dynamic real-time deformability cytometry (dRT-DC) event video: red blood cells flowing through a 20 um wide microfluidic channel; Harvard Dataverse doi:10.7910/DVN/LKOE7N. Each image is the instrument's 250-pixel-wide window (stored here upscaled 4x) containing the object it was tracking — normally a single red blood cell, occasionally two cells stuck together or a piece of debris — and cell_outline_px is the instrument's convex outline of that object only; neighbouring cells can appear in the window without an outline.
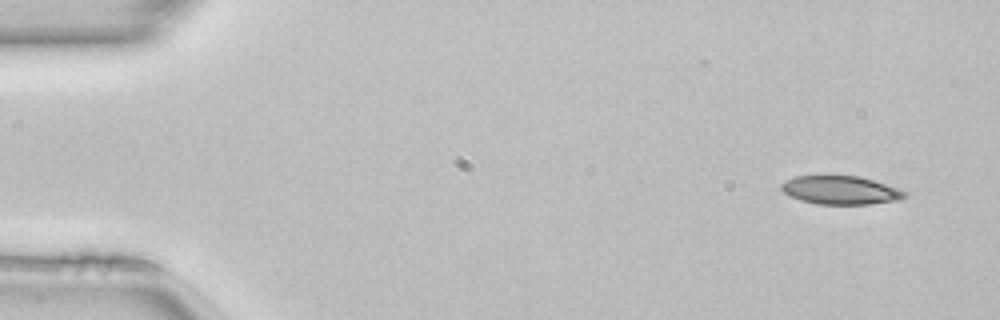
{"species": "common noctule bat (a hibernating species)", "species_latin": "Nyctalus noctula", "temperature_condition": "room temperature", "stored_images_in_passage": 47, "camera_frame_rate_fps": 3000, "um_per_image_px": 0.085, "animal": {"sex": "female", "body_mass_g": 22.7, "forearm_length_mm": 54.2}, "frame": {"image": 1, "passage_image": 1, "time_ms": 0.0, "image_size_px": [1000, 320], "cell_outline_px": [[908, 196], [900, 200], [868, 204], [816, 204], [800, 200], [784, 192], [780, 188], [780, 184], [784, 180], [796, 176], [824, 172], [828, 172], [860, 176], [908, 192]], "centroid_in_image_um": [71.39, 16.1], "position_along_channel_um": 13.6, "area_um2": 21.39}}
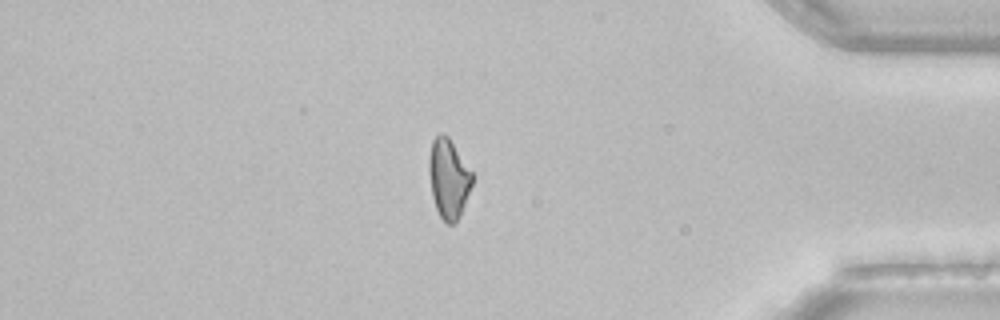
{"frame": {"image": 2, "passage_image": 40, "time_ms": 13.0, "image_size_px": [1000, 320], "cell_outline_px": [[472, 184], [460, 216], [452, 224], [448, 224], [440, 216], [436, 208], [432, 196], [428, 172], [428, 160], [432, 140], [440, 132], [448, 136], [472, 172]], "centroid_in_image_um": [38.1, 15.15], "position_along_channel_um": 397.1, "area_um2": 19.88}}
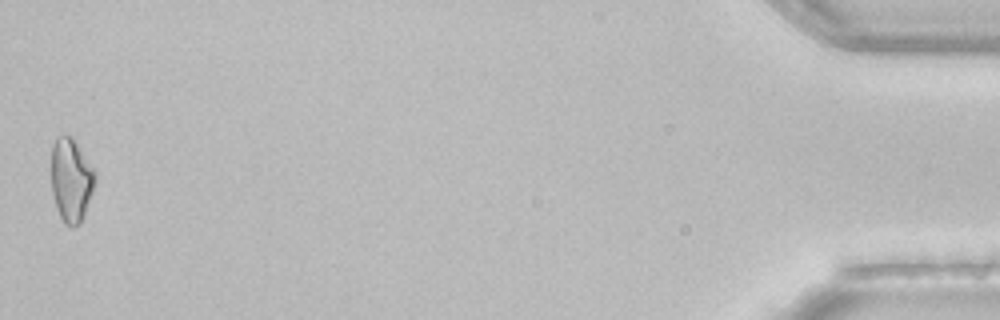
{"frame": {"image": 3, "passage_image": 47, "time_ms": 15.333, "image_size_px": [1000, 320], "cell_outline_px": [[96, 180], [84, 216], [80, 224], [64, 224], [56, 208], [52, 192], [52, 144], [56, 136], [72, 136], [76, 140], [96, 172]], "centroid_in_image_um": [6.06, 15.26], "position_along_channel_um": 429.1, "area_um2": 21.39}}